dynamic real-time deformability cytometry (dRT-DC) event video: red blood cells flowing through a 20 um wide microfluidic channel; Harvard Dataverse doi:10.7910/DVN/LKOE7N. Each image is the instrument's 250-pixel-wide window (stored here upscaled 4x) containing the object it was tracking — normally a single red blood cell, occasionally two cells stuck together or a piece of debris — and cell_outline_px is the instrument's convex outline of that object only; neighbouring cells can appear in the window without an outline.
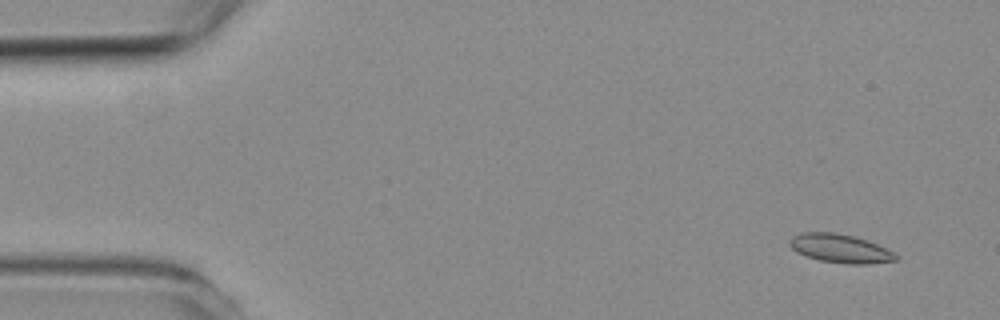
{"species": "common noctule bat (a hibernating species)", "species_latin": "Nyctalus noctula", "temperature_condition": "room temperature", "stored_images_in_passage": 5, "camera_frame_rate_fps": 3000, "um_per_image_px": 0.085, "animal": {"sex": "female", "body_mass_g": 19.3, "forearm_length_mm": 54.1}, "frame": {"image": 1, "passage_image": 1, "time_ms": 0.0, "image_size_px": [1000, 320], "cell_outline_px": [[900, 256], [896, 260], [868, 264], [848, 264], [820, 260], [804, 256], [796, 252], [788, 244], [788, 240], [792, 236], [800, 232], [832, 232], [852, 236], [868, 240]], "centroid_in_image_um": [71.36, 21.12], "position_along_channel_um": 13.6, "area_um2": 17.74}}
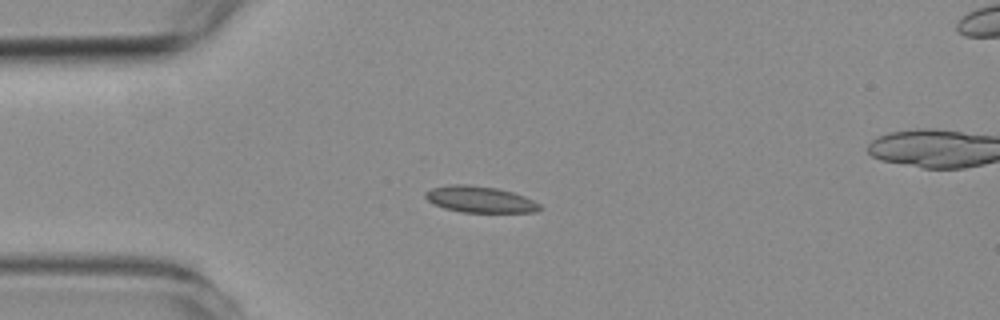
{"frame": {"image": 2, "passage_image": 4, "time_ms": 3.333, "image_size_px": [1000, 320], "cell_outline_px": [[544, 208], [536, 212], [460, 212], [444, 208], [432, 204], [424, 196], [424, 192], [432, 188], [448, 184], [468, 184], [496, 188], [512, 192], [524, 196], [540, 204]], "centroid_in_image_um": [40.77, 16.95], "position_along_channel_um": 44.2, "area_um2": 17.69}}